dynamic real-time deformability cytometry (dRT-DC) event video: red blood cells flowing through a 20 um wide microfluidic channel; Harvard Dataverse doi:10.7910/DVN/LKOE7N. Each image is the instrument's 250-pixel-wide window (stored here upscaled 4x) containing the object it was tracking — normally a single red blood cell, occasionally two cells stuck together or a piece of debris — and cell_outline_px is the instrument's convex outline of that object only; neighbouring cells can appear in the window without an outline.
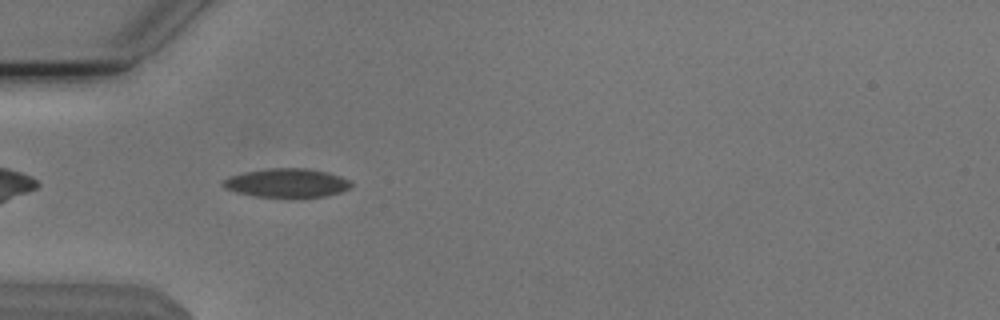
{"species": "Egyptian fruit bat (a non-hibernating species)", "species_latin": "Rousettus aegyptiacus", "temperature_condition": "cold", "stored_images_in_passage": 39, "camera_frame_rate_fps": 3000, "um_per_image_px": 0.085, "animal": {"sex": "male"}, "frame": {"image": 1, "passage_image": 2, "time_ms": 0.333, "image_size_px": [1000, 320], "cell_outline_px": [[352, 184], [348, 188], [340, 192], [324, 196], [300, 200], [292, 200], [252, 196], [236, 192], [224, 188], [220, 184], [224, 180], [232, 176], [248, 172], [272, 168], [308, 168], [328, 172], [352, 180]], "centroid_in_image_um": [24.42, 15.6], "position_along_channel_um": 60.6, "area_um2": 22.25}}
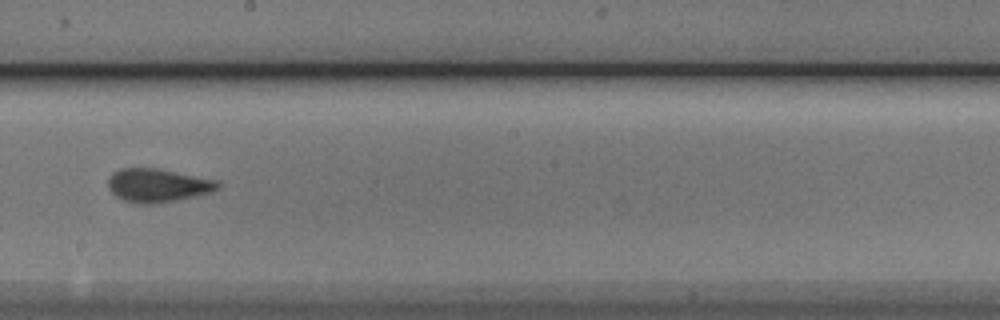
{"frame": {"image": 2, "passage_image": 16, "time_ms": 5.0, "image_size_px": [1000, 320], "cell_outline_px": [[220, 188], [212, 192], [196, 196], [156, 204], [140, 204], [124, 200], [116, 196], [108, 188], [108, 176], [112, 172], [120, 168], [156, 168], [216, 180], [220, 184]], "centroid_in_image_um": [13.38, 15.76], "position_along_channel_um": 234.8, "area_um2": 21.44}}
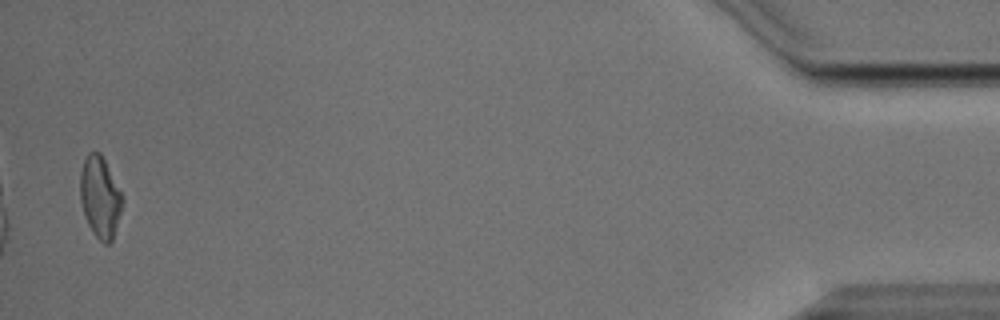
{"frame": {"image": 3, "passage_image": 38, "time_ms": 12.333, "image_size_px": [1000, 320], "cell_outline_px": [[124, 200], [112, 240], [108, 244], [104, 244], [92, 232], [84, 216], [80, 200], [80, 172], [84, 160], [88, 152], [100, 152]], "centroid_in_image_um": [8.48, 16.77], "position_along_channel_um": 426.7, "area_um2": 19.71}, "authors_computed_cell_mechanics": {"area_um2": 20.2878, "velocity_mm_per_s": 3.8049, "shape_relaxation_time_tau1_ms": 4.9834, "shape_relaxation_time_tau2_ms": 1.3883, "deformation_change_tau1": 0.1391, "deformation_change_tau2": 0.0753}}